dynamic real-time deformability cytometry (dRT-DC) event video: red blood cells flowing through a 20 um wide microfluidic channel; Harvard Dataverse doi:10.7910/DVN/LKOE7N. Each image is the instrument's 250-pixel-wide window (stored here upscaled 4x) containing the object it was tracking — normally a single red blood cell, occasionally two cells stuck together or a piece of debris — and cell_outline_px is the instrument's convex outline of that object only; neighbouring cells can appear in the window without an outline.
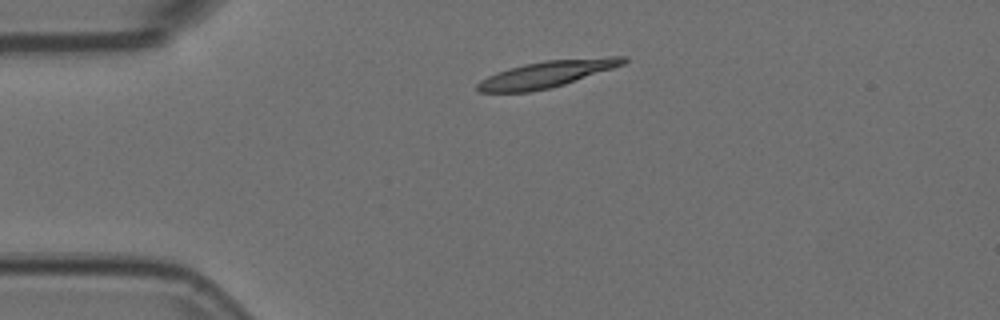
{"species": "Egyptian fruit bat (a non-hibernating species)", "species_latin": "Rousettus aegyptiacus", "temperature_condition": "room temperature", "stored_images_in_passage": 2, "camera_frame_rate_fps": 3000, "um_per_image_px": 0.085, "animal": {"sex": "female"}, "frame": {"image": 1, "passage_image": 1, "time_ms": 0.0, "image_size_px": [1000, 320], "cell_outline_px": [[628, 60], [624, 64], [564, 84], [548, 88], [528, 92], [480, 92], [476, 88], [476, 84], [480, 80], [496, 72], [524, 64], [548, 60], [608, 56], [628, 56]], "centroid_in_image_um": [46.48, 6.29], "position_along_channel_um": 38.5, "area_um2": 22.43}}